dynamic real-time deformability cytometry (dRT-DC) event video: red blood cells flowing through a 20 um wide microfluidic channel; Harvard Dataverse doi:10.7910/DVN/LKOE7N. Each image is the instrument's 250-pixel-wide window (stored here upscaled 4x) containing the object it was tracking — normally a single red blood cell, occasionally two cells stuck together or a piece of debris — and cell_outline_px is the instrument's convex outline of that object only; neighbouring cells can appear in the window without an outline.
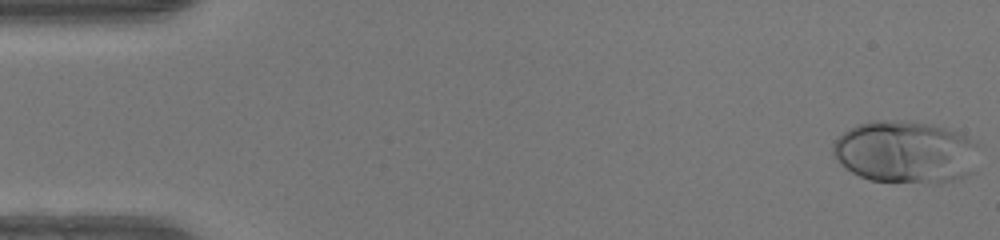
{"species": "human", "species_latin": "Homo sapiens", "temperature_condition": "warm", "stored_images_in_passage": 49, "camera_frame_rate_fps": 3000, "um_per_image_px": 0.085, "donor": {"sex": "female"}, "frame": {"image": 1, "passage_image": 1, "time_ms": 0.0, "image_size_px": [1000, 240], "cell_outline_px": [[976, 172], [960, 180], [872, 180], [860, 176], [852, 172], [840, 164], [832, 156], [832, 144], [848, 128], [856, 124], [872, 120], [904, 120], [932, 124], [968, 136], [976, 144]], "centroid_in_image_um": [76.95, 12.88], "position_along_channel_um": 8.1, "area_um2": 52.66}}
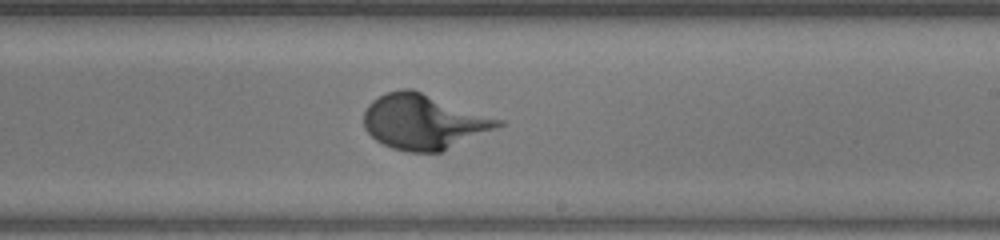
{"frame": {"image": 2, "passage_image": 29, "time_ms": 9.333, "image_size_px": [1000, 240], "cell_outline_px": [[504, 124], [444, 152], [408, 152], [392, 148], [376, 140], [364, 128], [364, 112], [368, 104], [372, 100], [388, 92], [400, 88], [412, 88], [504, 120]], "centroid_in_image_um": [36.02, 10.35], "position_along_channel_um": 253.0, "area_um2": 43.23}}
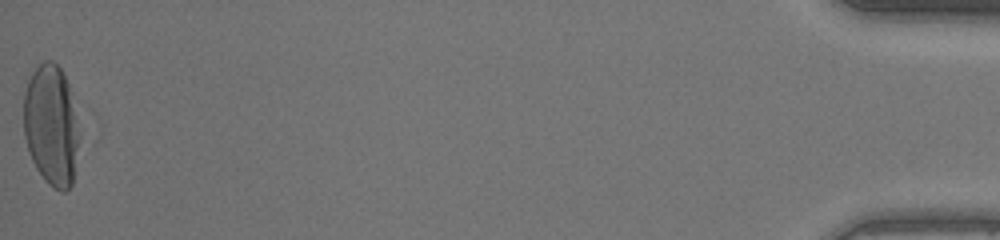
{"frame": {"image": 3, "passage_image": 49, "time_ms": 16.0, "image_size_px": [1000, 240], "cell_outline_px": [[76, 148], [72, 184], [64, 192], [60, 192], [52, 188], [44, 180], [36, 168], [28, 152], [24, 136], [24, 92], [28, 80], [32, 72], [44, 60], [52, 60], [60, 68], [68, 84], [76, 136]], "centroid_in_image_um": [4.27, 10.67], "position_along_channel_um": 430.9, "area_um2": 37.97}}